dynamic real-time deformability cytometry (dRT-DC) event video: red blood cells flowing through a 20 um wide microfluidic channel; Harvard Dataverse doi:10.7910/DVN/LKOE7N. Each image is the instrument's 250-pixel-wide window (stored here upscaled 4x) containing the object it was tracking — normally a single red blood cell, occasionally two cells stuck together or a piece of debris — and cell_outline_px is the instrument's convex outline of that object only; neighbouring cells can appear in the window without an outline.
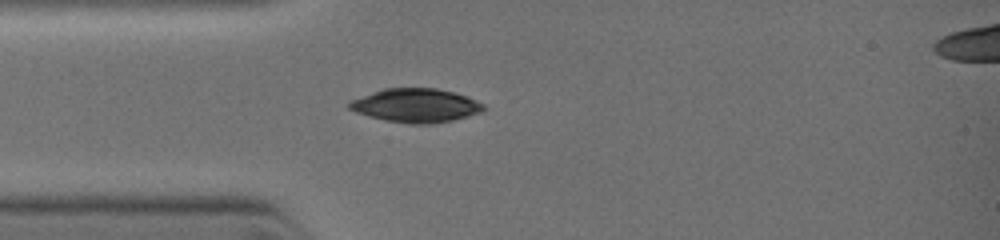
{"species": "common noctule bat (a hibernating species)", "species_latin": "Nyctalus noctula", "temperature_condition": "warm", "stored_images_in_passage": 4, "camera_frame_rate_fps": 3000, "um_per_image_px": 0.085, "animal": {"sex": "female", "body_mass_g": 19.0, "forearm_length_mm": 51.5}, "frame": {"image": 1, "passage_image": 1, "time_ms": 0.0, "image_size_px": [1000, 240], "cell_outline_px": [[484, 108], [480, 112], [452, 120], [428, 124], [412, 124], [388, 120], [368, 116], [356, 112], [348, 108], [348, 100], [384, 88], [436, 88], [452, 92], [476, 100], [484, 104]], "centroid_in_image_um": [35.29, 8.95], "position_along_channel_um": 49.7, "area_um2": 26.13}}